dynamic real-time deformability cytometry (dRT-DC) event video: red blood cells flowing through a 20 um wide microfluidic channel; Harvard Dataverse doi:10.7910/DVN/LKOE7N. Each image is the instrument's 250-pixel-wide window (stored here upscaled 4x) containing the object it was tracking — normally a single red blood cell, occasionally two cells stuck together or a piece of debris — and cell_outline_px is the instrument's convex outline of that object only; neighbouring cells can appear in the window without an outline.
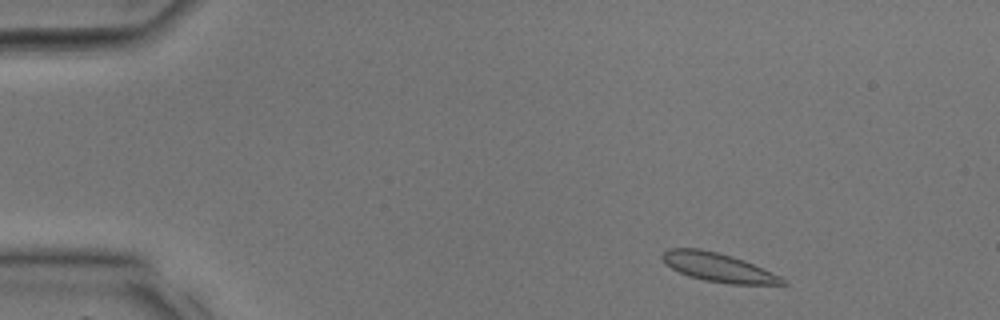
{"species": "common noctule bat (a hibernating species)", "species_latin": "Nyctalus noctula", "temperature_condition": "room temperature", "stored_images_in_passage": 33, "camera_frame_rate_fps": 3000, "um_per_image_px": 0.085, "animal": {"sex": "male", "body_mass_g": 17.9, "forearm_length_mm": 54.2}, "frame": {"image": 1, "passage_image": 3, "time_ms": 0.667, "image_size_px": [1000, 320], "cell_outline_px": [[788, 284], [728, 284], [704, 280], [688, 276], [664, 264], [660, 256], [668, 248], [700, 248], [732, 256], [744, 260], [780, 276], [788, 280]], "centroid_in_image_um": [61.02, 22.72], "position_along_channel_um": 24.0, "area_um2": 20.17}}
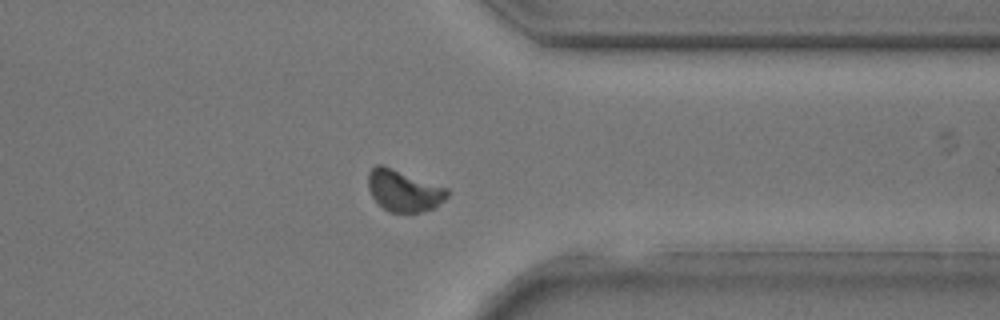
{"frame": {"image": 2, "passage_image": 26, "time_ms": 8.333, "image_size_px": [1000, 320], "cell_outline_px": [[452, 192], [444, 200], [432, 208], [420, 212], [388, 212], [372, 196], [368, 188], [368, 172], [376, 164], [380, 164], [448, 188]], "centroid_in_image_um": [34.33, 16.2], "position_along_channel_um": 377.1, "area_um2": 18.96}}
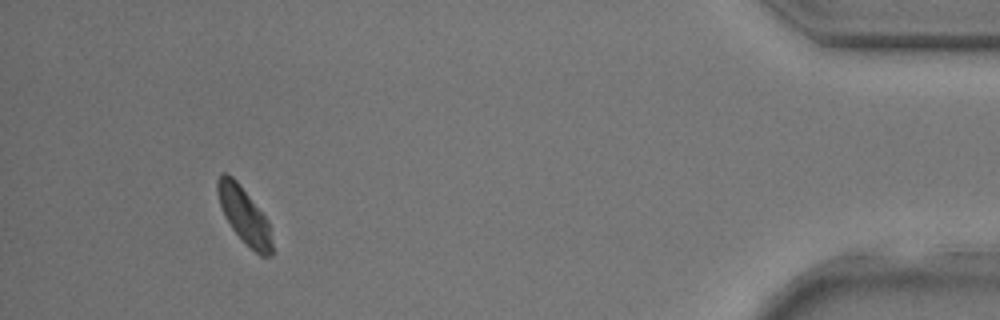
{"frame": {"image": 3, "passage_image": 31, "time_ms": 10.0, "image_size_px": [1000, 320], "cell_outline_px": [[272, 252], [268, 256], [260, 256], [232, 228], [224, 216], [220, 204], [216, 188], [216, 180], [224, 172], [232, 176], [236, 180], [268, 220], [272, 244]], "centroid_in_image_um": [20.74, 18.27], "position_along_channel_um": 414.5, "area_um2": 17.34}}